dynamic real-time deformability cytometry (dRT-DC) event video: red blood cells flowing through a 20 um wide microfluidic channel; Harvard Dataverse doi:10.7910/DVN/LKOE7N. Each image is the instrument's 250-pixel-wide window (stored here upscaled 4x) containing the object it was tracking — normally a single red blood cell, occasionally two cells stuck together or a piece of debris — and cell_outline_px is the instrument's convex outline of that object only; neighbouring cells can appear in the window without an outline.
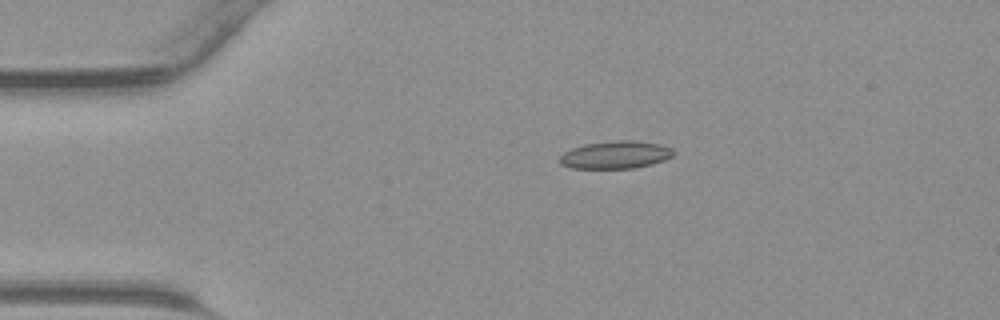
{"species": "common noctule bat (a hibernating species)", "species_latin": "Nyctalus noctula", "temperature_condition": "warm", "stored_images_in_passage": 36, "camera_frame_rate_fps": 3000, "um_per_image_px": 0.085, "animal": {"sex": "male", "body_mass_g": 23.1, "forearm_length_mm": 52.7}, "frame": {"image": 1, "passage_image": 1, "time_ms": 0.0, "image_size_px": [1000, 320], "cell_outline_px": [[676, 152], [672, 156], [664, 160], [652, 164], [632, 168], [572, 168], [560, 164], [560, 156], [564, 152], [572, 148], [584, 144], [616, 140], [632, 140], [660, 144], [672, 148]], "centroid_in_image_um": [52.33, 13.15], "position_along_channel_um": 32.7, "area_um2": 18.32}}
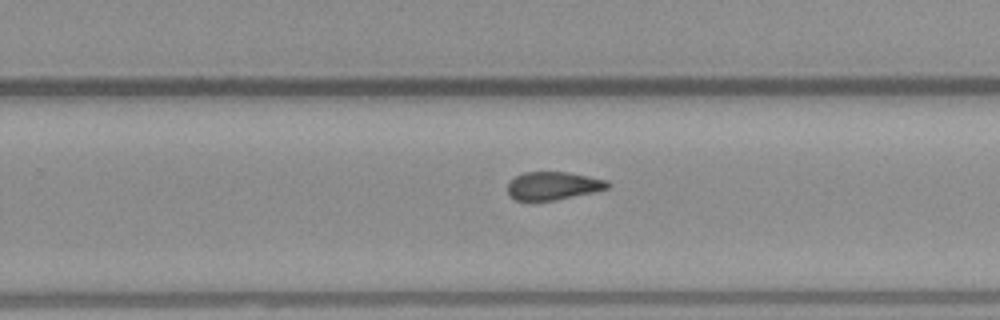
{"frame": {"image": 2, "passage_image": 20, "time_ms": 6.333, "image_size_px": [1000, 320], "cell_outline_px": [[612, 184], [608, 188], [592, 192], [556, 200], [516, 200], [508, 196], [508, 184], [516, 176], [524, 172], [568, 172], [608, 180]], "centroid_in_image_um": [47.03, 15.79], "position_along_channel_um": 282.8, "area_um2": 16.3}}
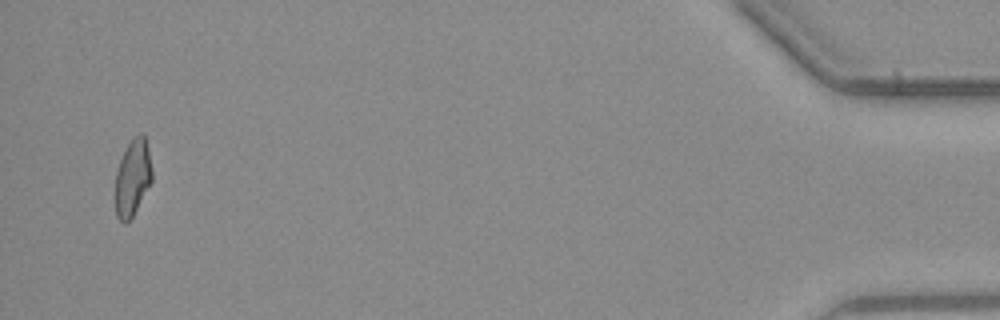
{"frame": {"image": 3, "passage_image": 35, "time_ms": 11.333, "image_size_px": [1000, 320], "cell_outline_px": [[152, 180], [132, 216], [124, 224], [116, 216], [116, 172], [120, 160], [128, 144], [140, 132], [144, 132], [148, 148], [152, 172]], "centroid_in_image_um": [11.28, 15.07], "position_along_channel_um": 423.9, "area_um2": 16.01}}